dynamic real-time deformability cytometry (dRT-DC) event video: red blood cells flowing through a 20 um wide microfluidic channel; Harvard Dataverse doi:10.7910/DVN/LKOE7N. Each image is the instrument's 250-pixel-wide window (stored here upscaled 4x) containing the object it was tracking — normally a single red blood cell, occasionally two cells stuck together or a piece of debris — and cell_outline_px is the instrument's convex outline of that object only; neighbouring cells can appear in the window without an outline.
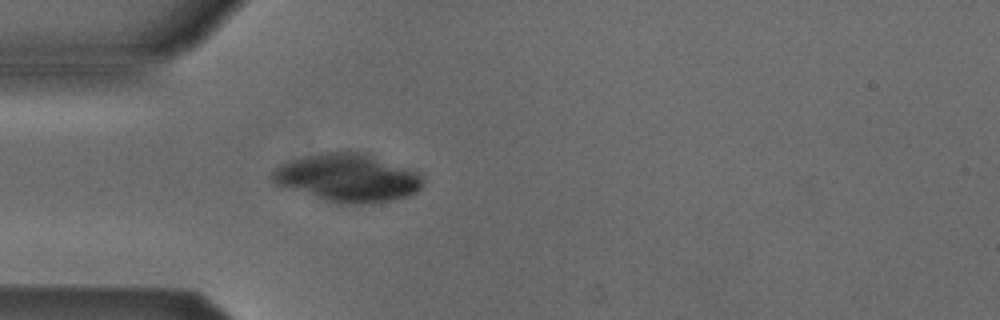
{"species": "Egyptian fruit bat (a non-hibernating species)", "species_latin": "Rousettus aegyptiacus", "temperature_condition": "cold", "stored_images_in_passage": 3, "camera_frame_rate_fps": 3000, "um_per_image_px": 0.085, "animal": {"sex": "male"}, "frame": {"image": 1, "passage_image": 3, "time_ms": 2.667, "image_size_px": [1000, 320], "cell_outline_px": [[424, 184], [416, 192], [408, 196], [392, 200], [368, 204], [336, 204], [276, 184], [272, 180], [272, 172], [280, 164], [292, 160], [320, 152], [348, 148], [364, 152], [416, 172], [424, 180]], "centroid_in_image_um": [29.55, 15.09], "position_along_channel_um": 55.5, "area_um2": 42.48}}